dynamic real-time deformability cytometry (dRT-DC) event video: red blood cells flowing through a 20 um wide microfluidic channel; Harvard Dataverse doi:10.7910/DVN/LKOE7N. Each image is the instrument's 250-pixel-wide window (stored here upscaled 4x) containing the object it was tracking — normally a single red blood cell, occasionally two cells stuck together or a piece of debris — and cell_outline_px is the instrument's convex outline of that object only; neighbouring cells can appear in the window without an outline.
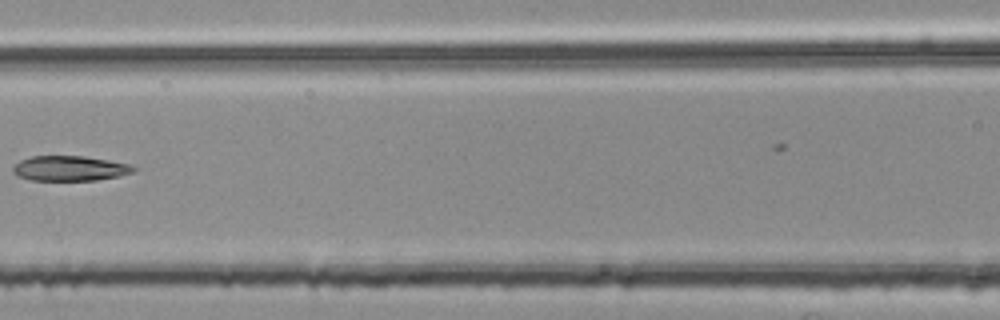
{"species": "common noctule bat (a hibernating species)", "species_latin": "Nyctalus noctula", "temperature_condition": "room temperature", "stored_images_in_passage": 6, "segment_of_instrument_passage": [2, 2], "camera_frame_rate_fps": 3000, "um_per_image_px": 0.085, "animal": {"sex": "female", "body_mass_g": 25.1}, "frame": {"image": 1, "passage_image": 6, "time_ms": 1.667, "image_size_px": [1000, 320], "cell_outline_px": [[136, 168], [132, 172], [120, 176], [96, 180], [32, 180], [20, 176], [12, 172], [12, 168], [20, 160], [32, 156], [84, 156], [132, 164]], "centroid_in_image_um": [5.96, 14.3], "position_along_channel_um": 160.6, "area_um2": 17.51}}